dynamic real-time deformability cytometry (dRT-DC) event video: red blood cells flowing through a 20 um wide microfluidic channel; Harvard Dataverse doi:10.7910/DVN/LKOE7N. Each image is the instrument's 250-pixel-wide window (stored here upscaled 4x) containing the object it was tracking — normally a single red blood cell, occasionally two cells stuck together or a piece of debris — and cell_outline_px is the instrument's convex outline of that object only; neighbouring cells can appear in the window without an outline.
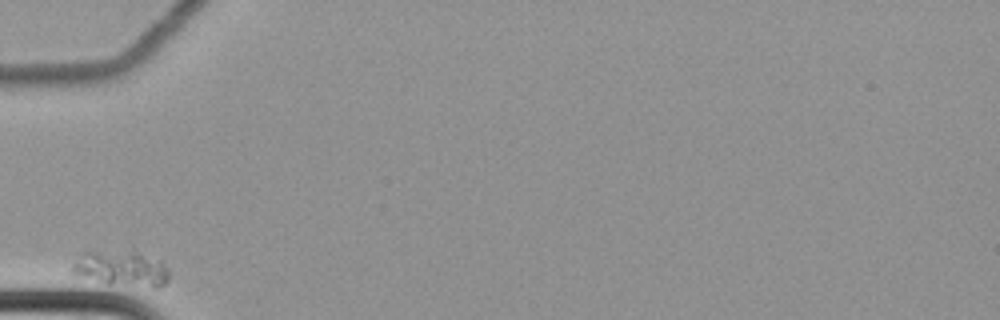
{"species": "common noctule bat (a hibernating species)", "species_latin": "Nyctalus noctula", "temperature_condition": "cold", "stored_images_in_passage": 34, "camera_frame_rate_fps": 3000, "um_per_image_px": 0.085, "animal": {"sex": "female", "body_mass_g": 22.7, "forearm_length_mm": 54.2}, "frame": {"image": 1, "passage_image": 1, "time_ms": 0.0, "image_size_px": [1000, 320], "cell_outline_px": [[168, 280], [164, 284], [156, 288], [152, 288], [108, 284], [72, 276], [72, 264], [84, 252], [136, 252], [164, 260], [168, 268]], "centroid_in_image_um": [10.34, 22.87], "position_along_channel_um": 74.7, "area_um2": 20.29}}
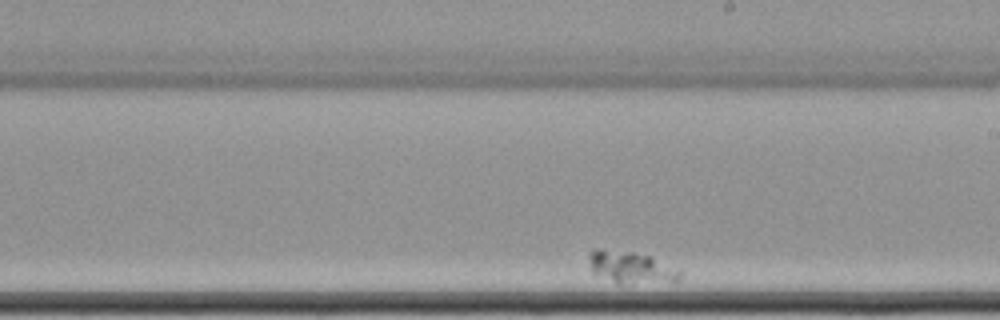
{"frame": {"image": 2, "passage_image": 20, "time_ms": 6.333, "image_size_px": [1000, 320], "cell_outline_px": [[684, 272], [680, 280], [620, 284], [616, 284], [592, 272], [588, 256], [588, 252], [592, 248], [600, 248], [632, 252], [652, 256], [680, 268]], "centroid_in_image_um": [53.65, 22.71], "position_along_channel_um": 235.4, "area_um2": 17.4}}
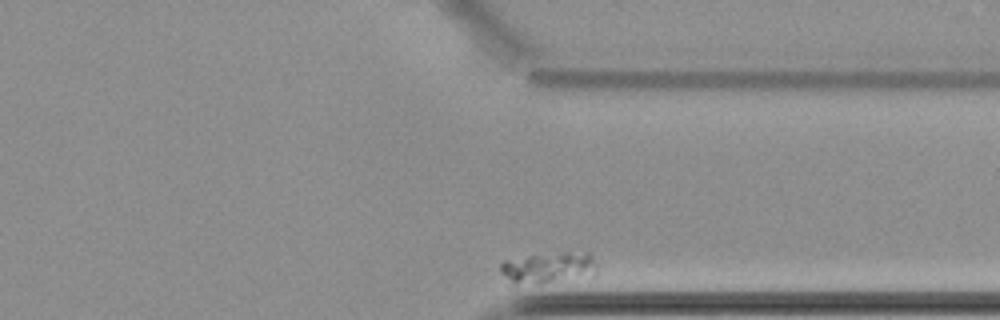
{"frame": {"image": 3, "passage_image": 34, "time_ms": 11.0, "image_size_px": [1000, 320], "cell_outline_px": [[596, 272], [552, 280], [512, 280], [500, 272], [500, 264], [504, 260], [528, 256], [568, 252], [588, 252], [592, 256], [596, 264]], "centroid_in_image_um": [46.64, 22.64], "position_along_channel_um": 364.8, "area_um2": 15.61}}